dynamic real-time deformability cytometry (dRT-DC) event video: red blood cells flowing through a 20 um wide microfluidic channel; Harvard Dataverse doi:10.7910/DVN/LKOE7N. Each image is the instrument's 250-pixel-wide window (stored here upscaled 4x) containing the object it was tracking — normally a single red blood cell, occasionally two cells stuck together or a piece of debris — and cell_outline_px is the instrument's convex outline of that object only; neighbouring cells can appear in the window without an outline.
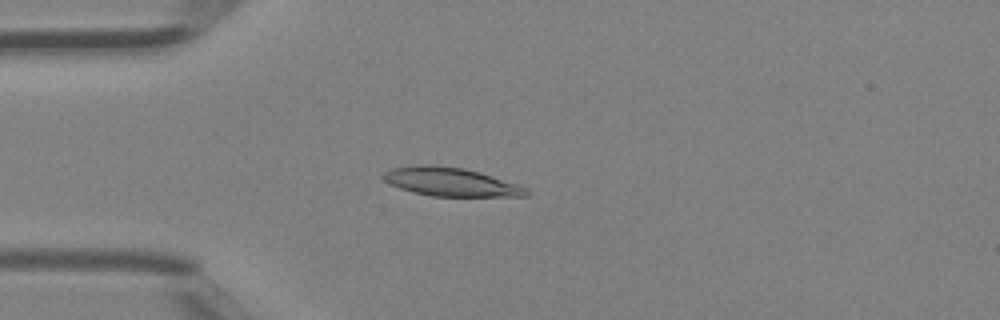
{"species": "Egyptian fruit bat (a non-hibernating species)", "species_latin": "Rousettus aegyptiacus", "temperature_condition": "room temperature", "stored_images_in_passage": 4, "camera_frame_rate_fps": 3000, "um_per_image_px": 0.085, "animal": {"sex": "female"}, "frame": {"image": 1, "passage_image": 4, "time_ms": 1.0, "image_size_px": [1000, 320], "cell_outline_px": [[528, 196], [432, 196], [400, 188], [388, 184], [380, 176], [384, 172], [392, 168], [416, 164], [436, 164], [464, 168], [480, 172], [516, 184], [524, 188], [528, 192]], "centroid_in_image_um": [38.23, 15.44], "position_along_channel_um": 46.8, "area_um2": 23.76}}